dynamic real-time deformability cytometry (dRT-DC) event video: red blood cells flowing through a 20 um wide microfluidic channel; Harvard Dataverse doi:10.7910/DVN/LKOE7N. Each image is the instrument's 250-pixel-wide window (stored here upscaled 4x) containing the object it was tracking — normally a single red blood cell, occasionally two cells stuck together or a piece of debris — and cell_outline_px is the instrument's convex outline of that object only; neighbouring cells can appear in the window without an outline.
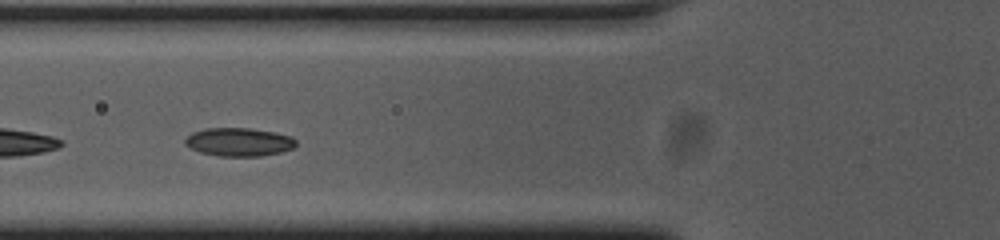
{"species": "common noctule bat (a hibernating species)", "species_latin": "Nyctalus noctula", "temperature_condition": "cold", "stored_images_in_passage": 14, "camera_frame_rate_fps": 3000, "um_per_image_px": 0.085, "animal": {"sex": "female", "body_mass_g": 23.0, "forearm_length_mm": 53.4}, "frame": {"image": 1, "passage_image": 5, "time_ms": 1.333, "image_size_px": [1000, 240], "cell_outline_px": [[296, 144], [292, 148], [280, 152], [260, 156], [220, 156], [200, 152], [184, 144], [184, 140], [192, 132], [204, 128], [252, 128], [276, 132], [292, 136], [296, 140]], "centroid_in_image_um": [20.31, 12.05], "position_along_channel_um": 105.5, "area_um2": 18.38}}
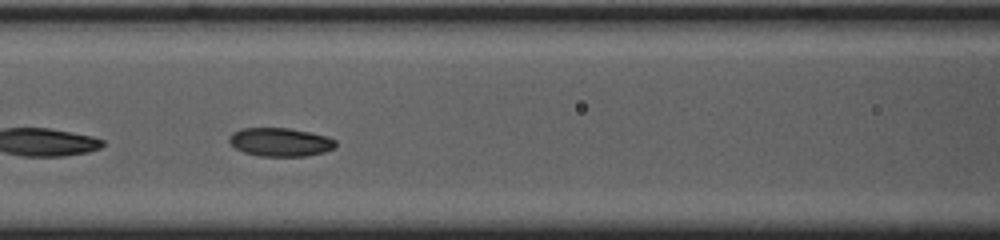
{"frame": {"image": 2, "passage_image": 8, "time_ms": 2.333, "image_size_px": [1000, 240], "cell_outline_px": [[336, 148], [324, 152], [304, 156], [260, 156], [244, 152], [236, 148], [228, 140], [232, 132], [240, 128], [288, 128], [328, 136], [336, 140]], "centroid_in_image_um": [23.84, 12.07], "position_along_channel_um": 142.8, "area_um2": 17.69}}
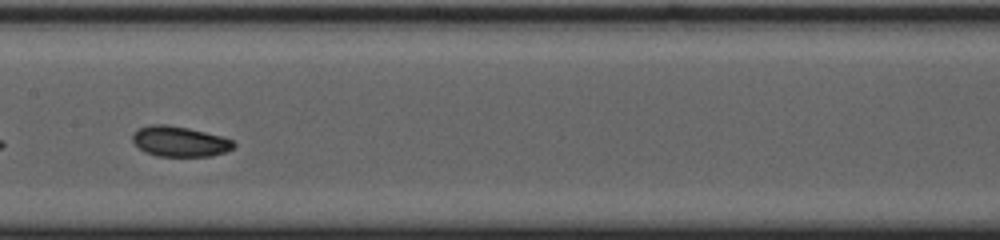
{"frame": {"image": 3, "passage_image": 12, "time_ms": 3.667, "image_size_px": [1000, 240], "cell_outline_px": [[236, 144], [232, 148], [224, 152], [212, 156], [156, 156], [140, 148], [132, 140], [132, 136], [140, 128], [152, 124], [168, 124], [188, 128], [220, 136], [232, 140]], "centroid_in_image_um": [15.28, 12.02], "position_along_channel_um": 192.1, "area_um2": 17.57}}